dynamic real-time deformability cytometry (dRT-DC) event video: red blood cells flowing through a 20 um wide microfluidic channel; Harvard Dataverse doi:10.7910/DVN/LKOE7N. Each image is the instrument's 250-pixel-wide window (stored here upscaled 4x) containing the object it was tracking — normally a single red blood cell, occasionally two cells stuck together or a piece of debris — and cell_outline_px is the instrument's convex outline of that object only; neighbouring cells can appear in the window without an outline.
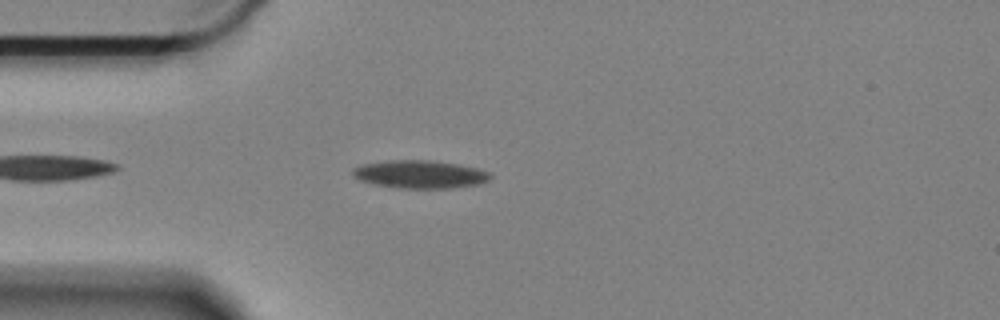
{"species": "Egyptian fruit bat (a non-hibernating species)", "species_latin": "Rousettus aegyptiacus", "temperature_condition": "cold", "stored_images_in_passage": 25, "camera_frame_rate_fps": 3000, "um_per_image_px": 0.085, "animal": {"sex": "female"}, "frame": {"image": 1, "passage_image": 5, "time_ms": 1.333, "image_size_px": [1000, 320], "cell_outline_px": [[492, 176], [488, 180], [476, 184], [452, 188], [400, 188], [376, 184], [360, 180], [352, 176], [352, 168], [360, 164], [388, 160], [432, 160], [456, 164], [476, 168], [488, 172]], "centroid_in_image_um": [35.64, 14.8], "position_along_channel_um": 49.4, "area_um2": 22.31}}
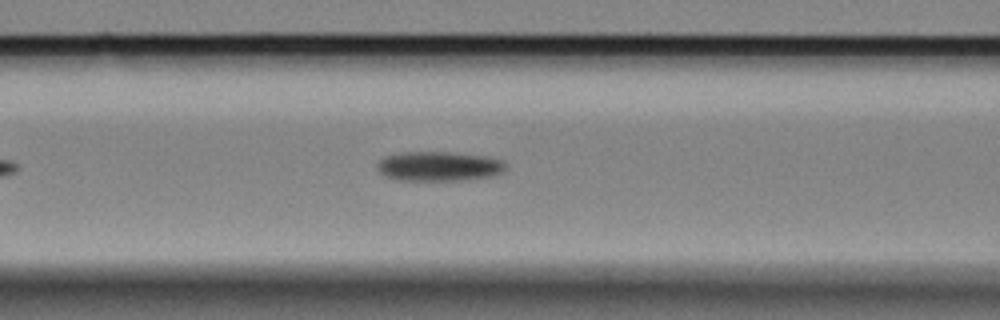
{"frame": {"image": 2, "passage_image": 13, "time_ms": 4.0, "image_size_px": [1000, 320], "cell_outline_px": [[508, 168], [504, 172], [496, 176], [460, 180], [396, 180], [384, 176], [376, 168], [376, 164], [380, 160], [388, 156], [404, 152], [452, 152], [488, 156], [504, 160], [508, 164]], "centroid_in_image_um": [37.39, 14.13], "position_along_channel_um": 129.2, "area_um2": 22.54}}
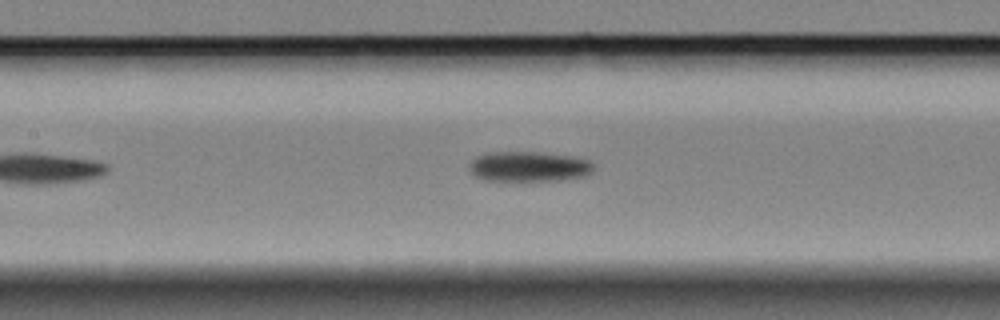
{"frame": {"image": 3, "passage_image": 16, "time_ms": 5.0, "image_size_px": [1000, 320], "cell_outline_px": [[592, 172], [584, 176], [556, 180], [484, 180], [476, 176], [468, 168], [468, 164], [476, 156], [488, 152], [536, 152], [576, 156], [588, 160], [592, 164]], "centroid_in_image_um": [44.92, 14.14], "position_along_channel_um": 162.5, "area_um2": 21.73}}